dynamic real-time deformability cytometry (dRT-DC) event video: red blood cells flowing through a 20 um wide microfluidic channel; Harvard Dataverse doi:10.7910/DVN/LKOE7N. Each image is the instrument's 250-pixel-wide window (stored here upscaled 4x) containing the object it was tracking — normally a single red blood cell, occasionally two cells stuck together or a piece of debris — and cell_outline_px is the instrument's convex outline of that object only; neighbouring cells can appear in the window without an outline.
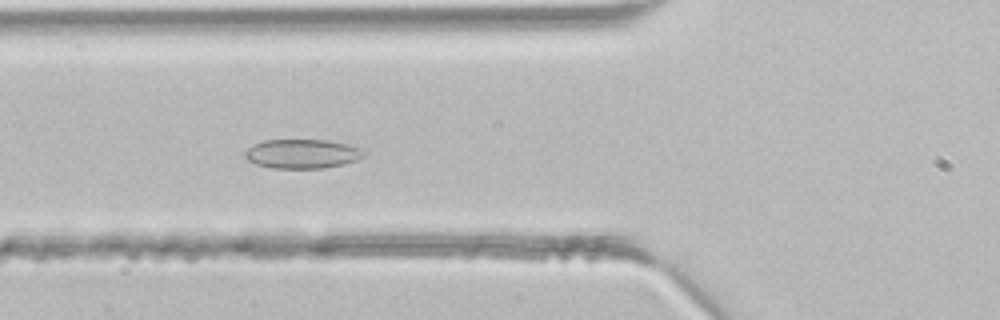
{"species": "common noctule bat (a hibernating species)", "species_latin": "Nyctalus noctula", "temperature_condition": "room temperature", "stored_images_in_passage": 33, "camera_frame_rate_fps": 3000, "um_per_image_px": 0.085, "animal": {"sex": "male", "body_mass_g": 21.5, "forearm_length_mm": 52.0}, "frame": {"image": 1, "passage_image": 6, "time_ms": 1.667, "image_size_px": [1000, 320], "cell_outline_px": [[368, 152], [364, 156], [356, 160], [344, 164], [324, 168], [272, 168], [256, 164], [248, 160], [244, 156], [244, 152], [248, 148], [264, 140], [328, 140], [348, 144], [364, 148]], "centroid_in_image_um": [25.75, 13.07], "position_along_channel_um": 100.1, "area_um2": 20.4}}
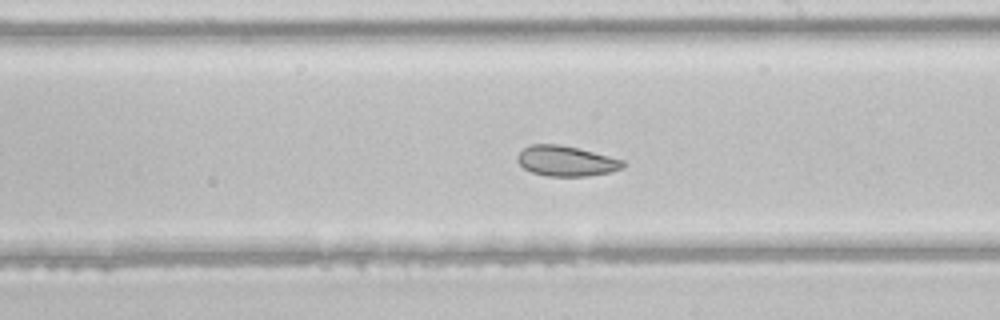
{"frame": {"image": 2, "passage_image": 15, "time_ms": 4.667, "image_size_px": [1000, 320], "cell_outline_px": [[624, 168], [608, 172], [588, 176], [548, 176], [532, 172], [524, 168], [516, 160], [516, 156], [524, 148], [532, 144], [560, 144], [624, 160]], "centroid_in_image_um": [48.1, 13.69], "position_along_channel_um": 240.9, "area_um2": 18.44}}
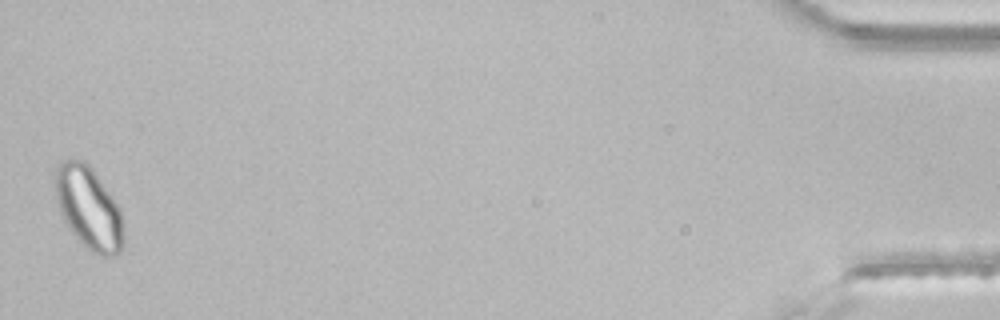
{"frame": {"image": 3, "passage_image": 33, "time_ms": 10.667, "image_size_px": [1000, 320], "cell_outline_px": [[124, 244], [120, 252], [112, 256], [100, 256], [92, 252], [72, 232], [64, 220], [60, 212], [56, 196], [56, 168], [64, 160], [84, 160], [88, 164], [116, 204], [120, 212], [124, 232]], "centroid_in_image_um": [7.55, 17.72], "position_along_channel_um": 427.6, "area_um2": 31.96}}